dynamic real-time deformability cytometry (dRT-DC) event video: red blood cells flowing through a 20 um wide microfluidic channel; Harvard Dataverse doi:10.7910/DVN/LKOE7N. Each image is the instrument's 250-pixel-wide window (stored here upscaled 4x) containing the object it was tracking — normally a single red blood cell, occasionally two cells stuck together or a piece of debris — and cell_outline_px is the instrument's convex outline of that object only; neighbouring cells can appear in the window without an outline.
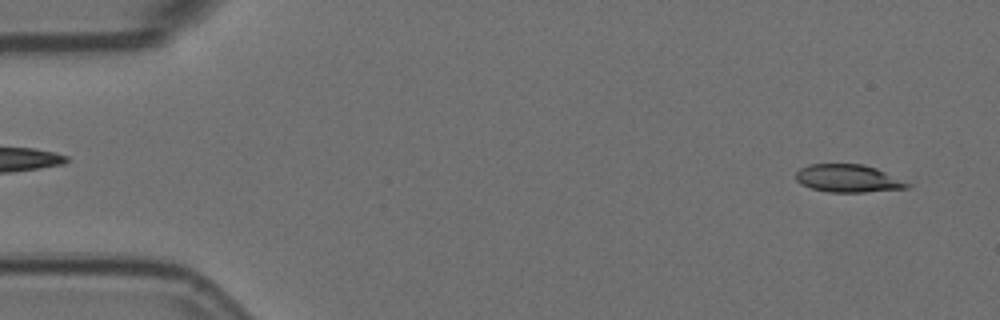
{"species": "Egyptian fruit bat (a non-hibernating species)", "species_latin": "Rousettus aegyptiacus", "temperature_condition": "room temperature", "stored_images_in_passage": 56, "camera_frame_rate_fps": 3000, "um_per_image_px": 0.085, "animal": {"sex": "female"}, "frame": {"image": 1, "passage_image": 3, "time_ms": 0.667, "image_size_px": [1000, 320], "cell_outline_px": [[912, 184], [908, 188], [864, 192], [828, 192], [812, 188], [800, 184], [796, 180], [796, 172], [800, 168], [808, 164], [864, 164], [876, 168]], "centroid_in_image_um": [72.07, 15.16], "position_along_channel_um": 12.9, "area_um2": 18.03}}
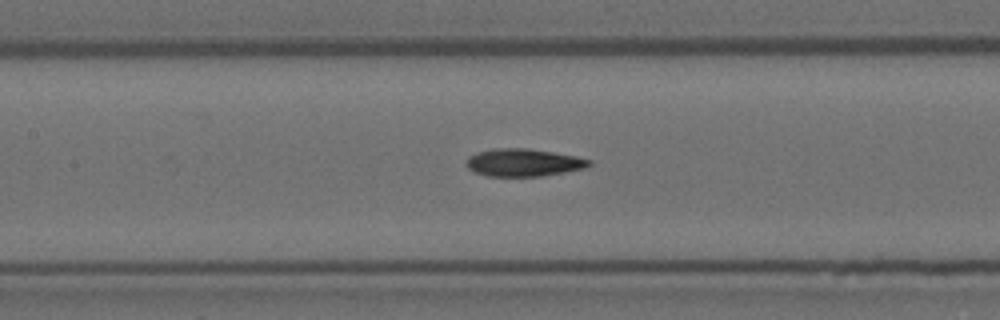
{"frame": {"image": 2, "passage_image": 25, "time_ms": 8.0, "image_size_px": [1000, 320], "cell_outline_px": [[592, 164], [588, 168], [544, 176], [488, 176], [476, 172], [468, 168], [464, 164], [468, 156], [476, 152], [492, 148], [528, 148], [576, 156], [592, 160]], "centroid_in_image_um": [44.51, 13.81], "position_along_channel_um": 162.9, "area_um2": 20.06}}
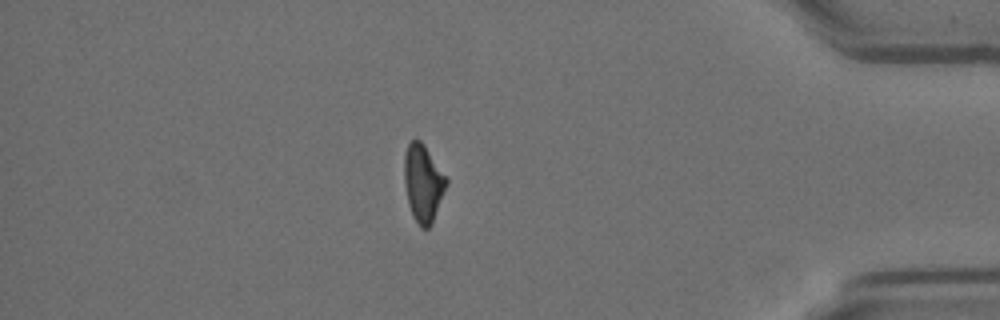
{"frame": {"image": 3, "passage_image": 48, "time_ms": 15.667, "image_size_px": [1000, 320], "cell_outline_px": [[448, 184], [432, 224], [428, 228], [420, 228], [412, 216], [408, 204], [404, 180], [404, 156], [408, 144], [412, 140], [420, 140], [424, 144], [448, 180]], "centroid_in_image_um": [35.96, 15.6], "position_along_channel_um": 399.2, "area_um2": 19.02}, "authors_computed_cell_mechanics": {"area_um2": 19.4786, "velocity_mm_per_s": 3.6027, "shape_relaxation_time_tau1_ms": 8.5957, "shape_relaxation_time_tau2_ms": 3.4155, "deformation_change_tau1": 0.2287, "deformation_change_tau2": 0.1052}}